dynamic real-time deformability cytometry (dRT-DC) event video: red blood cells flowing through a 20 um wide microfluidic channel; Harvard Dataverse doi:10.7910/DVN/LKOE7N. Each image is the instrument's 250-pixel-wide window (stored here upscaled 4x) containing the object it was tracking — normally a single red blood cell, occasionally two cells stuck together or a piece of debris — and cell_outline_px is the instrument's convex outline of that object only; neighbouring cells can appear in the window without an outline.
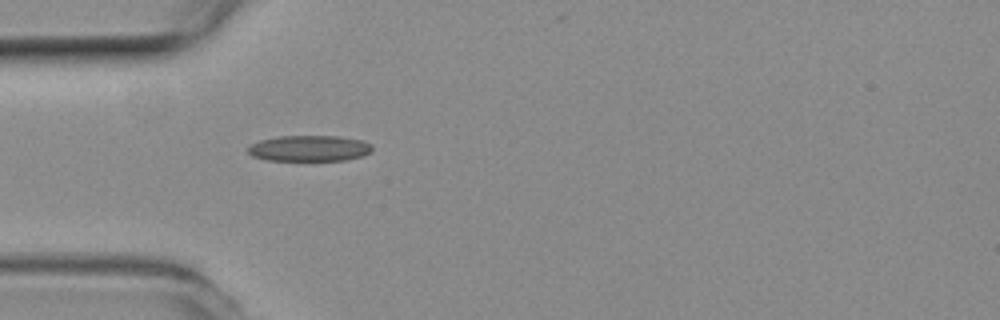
{"species": "common noctule bat (a hibernating species)", "species_latin": "Nyctalus noctula", "temperature_condition": "room temperature", "stored_images_in_passage": 10, "camera_frame_rate_fps": 3000, "um_per_image_px": 0.085, "animal": {"sex": "female", "body_mass_g": 19.3, "forearm_length_mm": 54.1}, "frame": {"image": 1, "passage_image": 1, "time_ms": 0.0, "image_size_px": [1000, 320], "cell_outline_px": [[372, 148], [364, 156], [344, 160], [268, 160], [252, 156], [248, 152], [248, 148], [252, 144], [260, 140], [280, 136], [340, 136], [360, 140], [372, 144]], "centroid_in_image_um": [26.3, 12.6], "position_along_channel_um": 58.7, "area_um2": 18.61}}
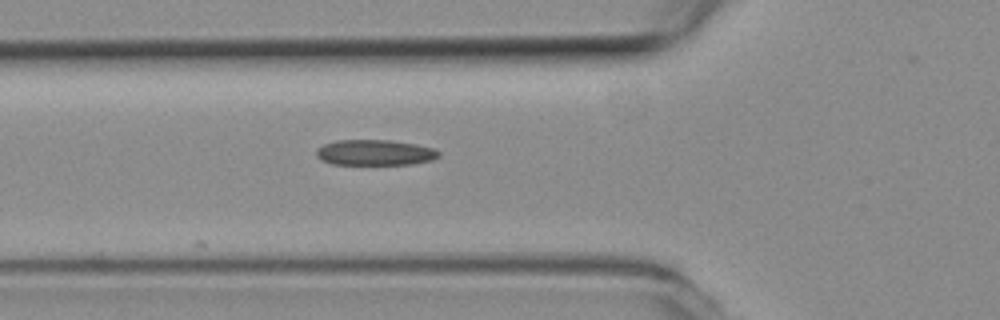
{"frame": {"image": 2, "passage_image": 4, "time_ms": 1.0, "image_size_px": [1000, 320], "cell_outline_px": [[440, 156], [432, 160], [412, 164], [332, 164], [316, 156], [316, 148], [324, 144], [336, 140], [388, 140], [416, 144], [432, 148], [440, 152]], "centroid_in_image_um": [31.87, 12.96], "position_along_channel_um": 93.9, "area_um2": 18.21}}
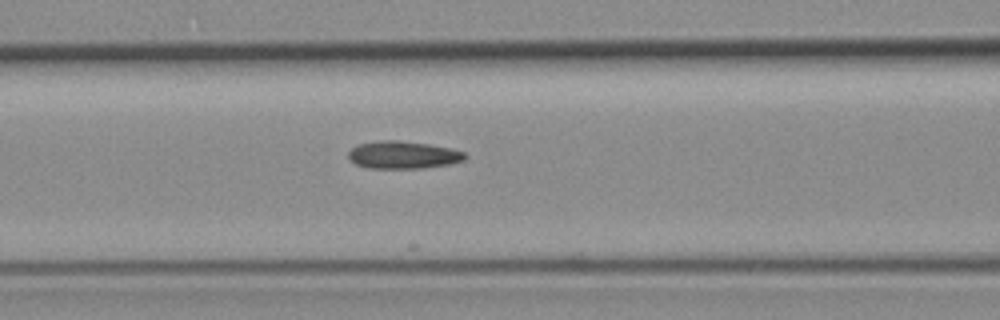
{"frame": {"image": 3, "passage_image": 7, "time_ms": 2.0, "image_size_px": [1000, 320], "cell_outline_px": [[468, 156], [464, 160], [448, 164], [420, 168], [368, 168], [356, 164], [348, 156], [348, 152], [352, 148], [360, 144], [380, 140], [400, 140], [428, 144], [448, 148], [464, 152]], "centroid_in_image_um": [34.25, 13.16], "position_along_channel_um": 132.3, "area_um2": 18.5}}